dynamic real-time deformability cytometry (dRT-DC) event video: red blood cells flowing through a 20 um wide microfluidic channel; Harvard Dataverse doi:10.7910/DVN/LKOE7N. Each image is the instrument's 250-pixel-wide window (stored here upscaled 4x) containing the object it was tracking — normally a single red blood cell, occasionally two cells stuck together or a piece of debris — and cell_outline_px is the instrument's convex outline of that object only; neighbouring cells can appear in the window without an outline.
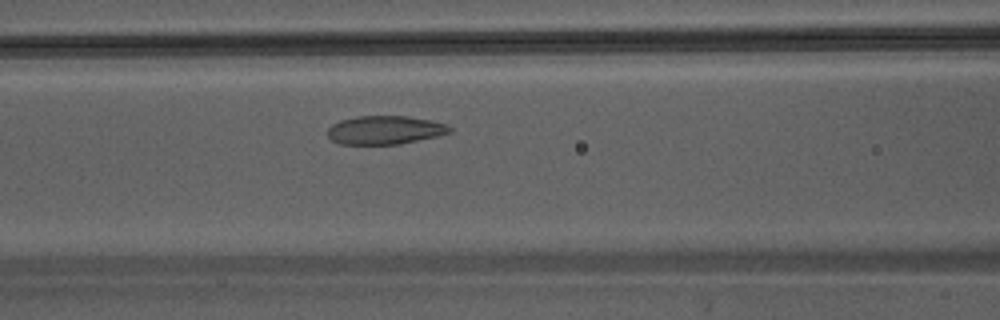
{"species": "Egyptian fruit bat (a non-hibernating species)", "species_latin": "Rousettus aegyptiacus", "temperature_condition": "warm", "stored_images_in_passage": 38, "camera_frame_rate_fps": 3000, "um_per_image_px": 0.085, "animal": {"sex": "male"}, "frame": {"image": 1, "passage_image": 12, "time_ms": 3.667, "image_size_px": [1000, 320], "cell_outline_px": [[452, 132], [436, 136], [396, 144], [340, 144], [332, 140], [328, 136], [328, 128], [332, 124], [340, 120], [356, 116], [408, 116], [432, 120], [448, 124], [452, 128]], "centroid_in_image_um": [32.72, 11.04], "position_along_channel_um": 133.9, "area_um2": 20.29}}
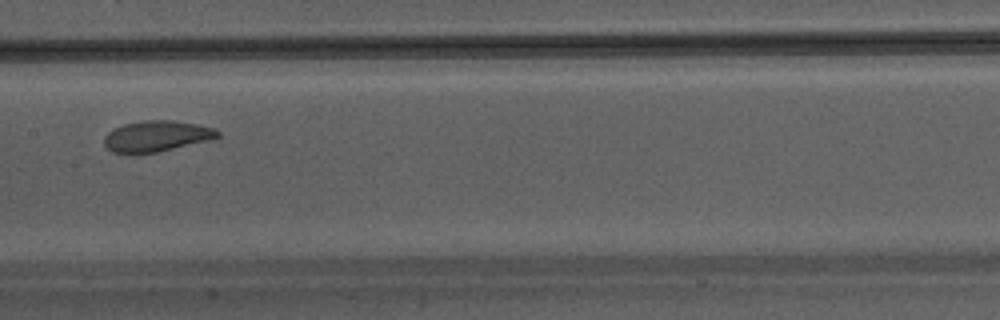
{"frame": {"image": 2, "passage_image": 16, "time_ms": 5.0, "image_size_px": [1000, 320], "cell_outline_px": [[220, 136], [212, 140], [156, 152], [112, 152], [104, 144], [104, 136], [108, 132], [124, 124], [144, 120], [176, 120], [216, 128], [220, 132]], "centroid_in_image_um": [13.37, 11.55], "position_along_channel_um": 194.0, "area_um2": 20.29}}
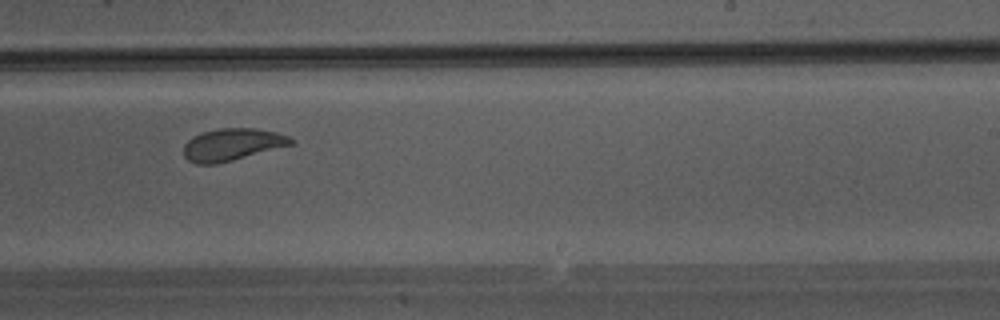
{"frame": {"image": 3, "passage_image": 21, "time_ms": 6.667, "image_size_px": [1000, 320], "cell_outline_px": [[296, 140], [292, 144], [232, 160], [216, 164], [196, 164], [188, 160], [184, 156], [184, 144], [192, 136], [200, 132], [220, 128], [256, 128], [276, 132], [288, 136]], "centroid_in_image_um": [19.7, 12.27], "position_along_channel_um": 269.3, "area_um2": 20.06}}